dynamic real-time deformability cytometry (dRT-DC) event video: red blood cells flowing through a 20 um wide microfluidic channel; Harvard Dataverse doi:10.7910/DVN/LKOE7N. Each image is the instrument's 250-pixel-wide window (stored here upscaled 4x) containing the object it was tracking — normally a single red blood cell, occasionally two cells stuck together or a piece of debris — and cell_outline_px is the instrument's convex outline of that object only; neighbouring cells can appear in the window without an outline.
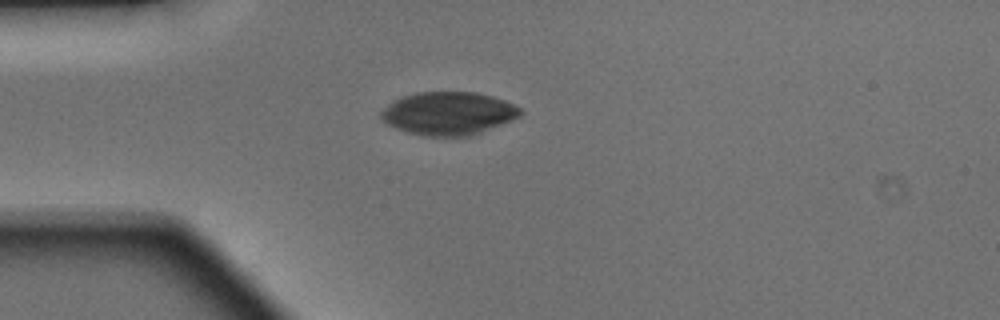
{"species": "Egyptian fruit bat (a non-hibernating species)", "species_latin": "Rousettus aegyptiacus", "temperature_condition": "warm", "stored_images_in_passage": 3, "camera_frame_rate_fps": 3000, "um_per_image_px": 0.085, "animal": {"sex": "male"}, "frame": {"image": 1, "passage_image": 1, "time_ms": 0.0, "image_size_px": [1000, 320], "cell_outline_px": [[524, 112], [520, 116], [512, 120], [472, 136], [424, 136], [408, 132], [396, 128], [388, 124], [380, 116], [380, 112], [388, 104], [404, 96], [416, 92], [476, 92], [492, 96], [504, 100], [520, 108]], "centroid_in_image_um": [38.14, 9.64], "position_along_channel_um": 46.9, "area_um2": 34.85}}